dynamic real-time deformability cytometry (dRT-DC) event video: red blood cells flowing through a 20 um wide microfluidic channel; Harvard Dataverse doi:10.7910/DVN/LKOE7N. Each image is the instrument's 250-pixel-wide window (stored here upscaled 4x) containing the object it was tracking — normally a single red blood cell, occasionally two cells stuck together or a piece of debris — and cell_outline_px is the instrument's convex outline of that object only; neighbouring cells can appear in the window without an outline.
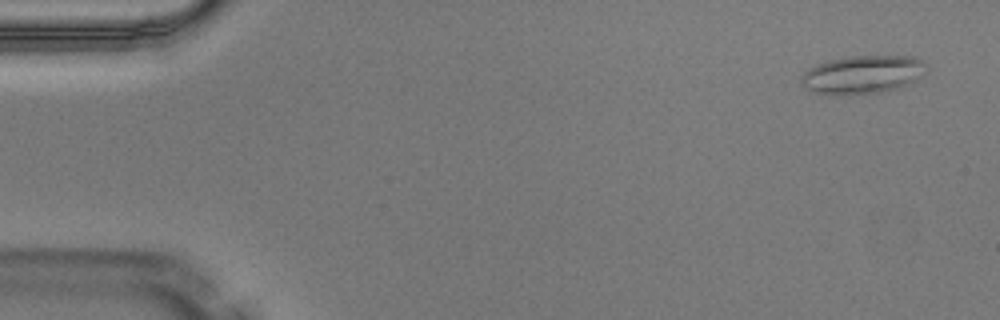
{"species": "Egyptian fruit bat (a non-hibernating species)", "species_latin": "Rousettus aegyptiacus", "temperature_condition": "warm", "stored_images_in_passage": 5, "camera_frame_rate_fps": 3000, "um_per_image_px": 0.085, "animal": {"sex": "male"}, "frame": {"image": 1, "passage_image": 1, "time_ms": 0.0, "image_size_px": [1000, 320], "cell_outline_px": [[920, 64], [916, 80], [908, 84], [880, 92], [836, 96], [812, 92], [800, 80], [800, 76], [808, 68], [816, 64], [832, 60], [852, 56], [912, 56], [920, 60]], "centroid_in_image_um": [73.17, 6.36], "position_along_channel_um": 11.8, "area_um2": 27.11}}
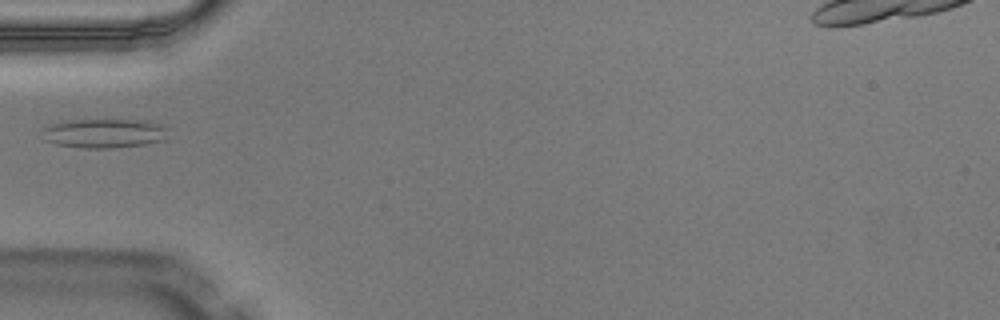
{"frame": {"image": 2, "passage_image": 5, "time_ms": 1.333, "image_size_px": [1000, 320], "cell_outline_px": [[168, 140], [144, 144], [116, 148], [84, 148], [56, 144], [44, 140], [44, 128], [48, 124], [64, 120], [148, 120], [160, 124], [168, 128]], "centroid_in_image_um": [8.91, 11.33], "position_along_channel_um": 76.1, "area_um2": 21.79}}